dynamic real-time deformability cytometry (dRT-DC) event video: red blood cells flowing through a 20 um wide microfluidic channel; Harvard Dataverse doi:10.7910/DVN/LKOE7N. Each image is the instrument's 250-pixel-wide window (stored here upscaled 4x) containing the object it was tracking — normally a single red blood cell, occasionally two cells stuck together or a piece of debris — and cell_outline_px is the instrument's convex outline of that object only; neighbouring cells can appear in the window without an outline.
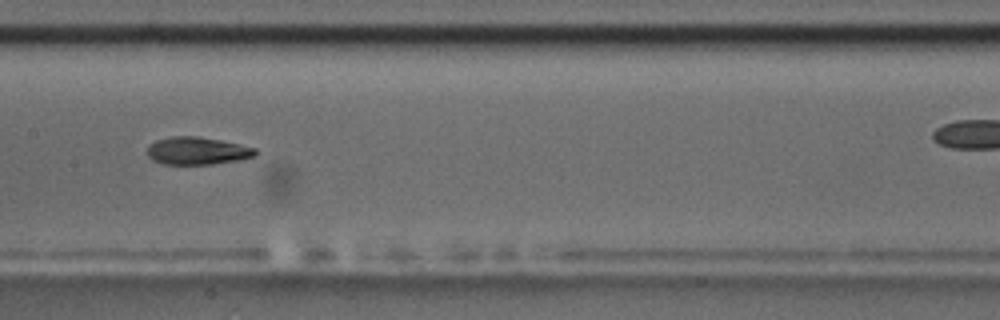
{"species": "common noctule bat (a hibernating species)", "species_latin": "Nyctalus noctula", "temperature_condition": "room temperature", "stored_images_in_passage": 14, "camera_frame_rate_fps": 3000, "um_per_image_px": 0.085, "animal": {"sex": "male", "body_mass_g": 17.5, "forearm_length_mm": 52.3}, "frame": {"image": 1, "passage_image": 8, "time_ms": 9.0, "image_size_px": [1000, 320], "cell_outline_px": [[256, 156], [240, 160], [212, 164], [164, 164], [152, 160], [148, 156], [148, 144], [156, 140], [172, 136], [196, 136], [220, 140], [256, 148]], "centroid_in_image_um": [16.76, 12.82], "position_along_channel_um": 190.6, "area_um2": 17.4}}